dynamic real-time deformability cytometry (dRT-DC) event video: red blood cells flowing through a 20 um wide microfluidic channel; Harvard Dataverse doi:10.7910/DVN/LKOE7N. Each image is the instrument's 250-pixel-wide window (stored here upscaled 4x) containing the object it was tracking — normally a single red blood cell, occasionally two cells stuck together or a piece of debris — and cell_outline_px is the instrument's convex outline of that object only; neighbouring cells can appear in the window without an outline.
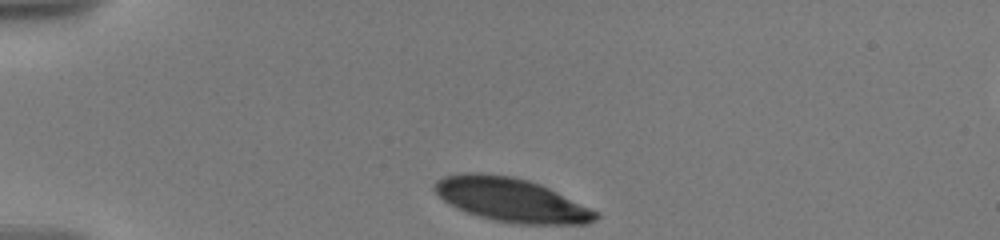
{"species": "human", "species_latin": "Homo sapiens", "temperature_condition": "warm", "stored_images_in_passage": 10, "camera_frame_rate_fps": 3000, "um_per_image_px": 0.085, "donor": {"sex": "male"}, "frame": {"image": 1, "passage_image": 1, "time_ms": 0.0, "image_size_px": [1000, 240], "cell_outline_px": [[600, 216], [596, 220], [588, 224], [512, 224], [492, 220], [456, 208], [448, 204], [432, 188], [432, 184], [436, 180], [444, 176], [460, 172], [480, 172], [512, 176], [528, 180], [540, 184], [600, 212]], "centroid_in_image_um": [43.45, 16.98], "position_along_channel_um": 41.6, "area_um2": 41.5}}